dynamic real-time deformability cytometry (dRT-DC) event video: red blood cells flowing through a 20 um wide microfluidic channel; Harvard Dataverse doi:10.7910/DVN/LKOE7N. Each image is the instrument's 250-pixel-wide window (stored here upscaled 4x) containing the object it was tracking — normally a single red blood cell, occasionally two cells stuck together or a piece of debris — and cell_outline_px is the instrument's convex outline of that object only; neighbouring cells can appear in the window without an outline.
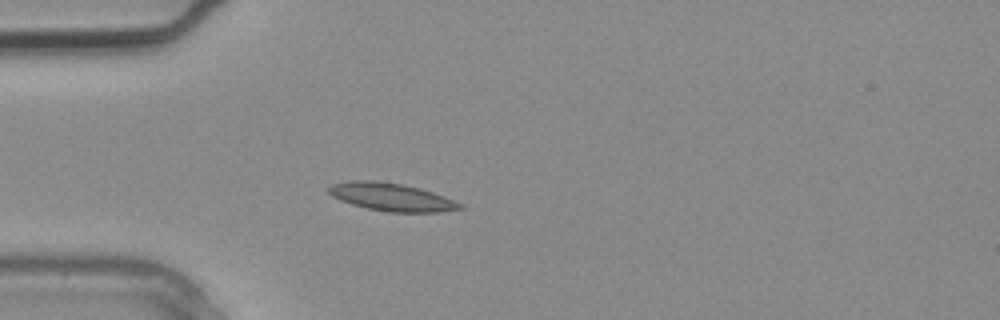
{"species": "common noctule bat (a hibernating species)", "species_latin": "Nyctalus noctula", "temperature_condition": "warm", "stored_images_in_passage": 2, "camera_frame_rate_fps": 3000, "um_per_image_px": 0.085, "animal": {"sex": "male", "body_mass_g": 20.4}, "frame": {"image": 1, "passage_image": 2, "time_ms": 0.333, "image_size_px": [1000, 320], "cell_outline_px": [[464, 208], [440, 212], [388, 212], [368, 208], [352, 204], [340, 200], [332, 196], [328, 192], [328, 188], [332, 184], [352, 180], [372, 180], [400, 184], [420, 188], [444, 196], [464, 204]], "centroid_in_image_um": [33.29, 16.75], "position_along_channel_um": 51.7, "area_um2": 21.21}}